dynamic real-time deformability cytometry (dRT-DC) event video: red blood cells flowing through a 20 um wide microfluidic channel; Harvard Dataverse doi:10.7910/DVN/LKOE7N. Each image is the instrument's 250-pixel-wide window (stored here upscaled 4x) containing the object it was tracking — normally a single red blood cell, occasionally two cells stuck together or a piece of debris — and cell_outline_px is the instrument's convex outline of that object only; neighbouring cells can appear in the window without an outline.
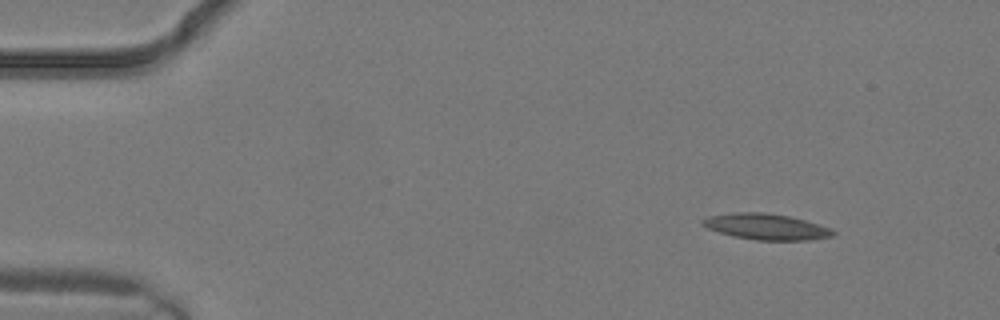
{"species": "common noctule bat (a hibernating species)", "species_latin": "Nyctalus noctula", "temperature_condition": "warm", "stored_images_in_passage": 2, "camera_frame_rate_fps": 3000, "um_per_image_px": 0.085, "animal": {"sex": "male", "body_mass_g": 19.2, "forearm_length_mm": 51.8}, "frame": {"image": 1, "passage_image": 1, "time_ms": 0.0, "image_size_px": [1000, 320], "cell_outline_px": [[836, 232], [832, 236], [808, 240], [756, 240], [732, 236], [708, 228], [700, 224], [700, 220], [708, 216], [732, 212], [764, 212], [788, 216], [804, 220], [832, 228]], "centroid_in_image_um": [65.09, 19.26], "position_along_channel_um": 19.9, "area_um2": 19.77}}